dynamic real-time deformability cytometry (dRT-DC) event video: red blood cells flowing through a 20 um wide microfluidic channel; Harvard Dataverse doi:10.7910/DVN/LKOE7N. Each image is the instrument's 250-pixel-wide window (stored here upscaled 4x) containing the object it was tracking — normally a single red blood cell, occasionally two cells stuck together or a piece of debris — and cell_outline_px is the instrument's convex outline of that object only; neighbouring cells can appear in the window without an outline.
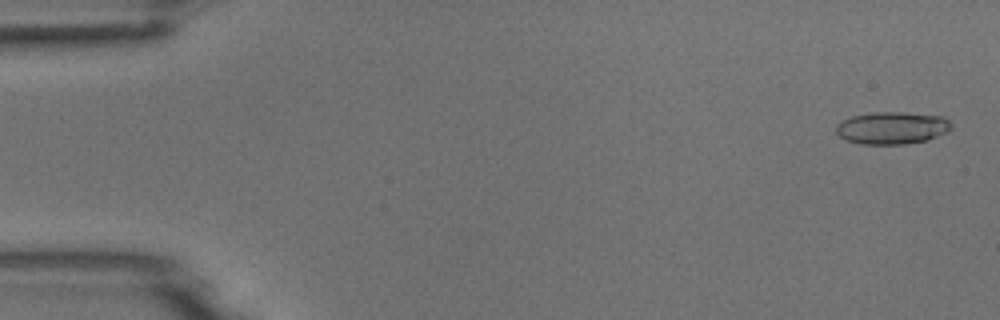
{"species": "common noctule bat (a hibernating species)", "species_latin": "Nyctalus noctula", "temperature_condition": "room temperature", "stored_images_in_passage": 5, "camera_frame_rate_fps": 3000, "um_per_image_px": 0.085, "animal": {"sex": "male", "body_mass_g": 18.8}, "frame": {"image": 1, "passage_image": 1, "time_ms": 0.0, "image_size_px": [1000, 320], "cell_outline_px": [[952, 128], [948, 132], [928, 140], [904, 144], [860, 144], [848, 140], [840, 136], [836, 132], [836, 124], [852, 116], [872, 112], [904, 112], [944, 116], [952, 124]], "centroid_in_image_um": [75.86, 10.87], "position_along_channel_um": 9.1, "area_um2": 21.85}}
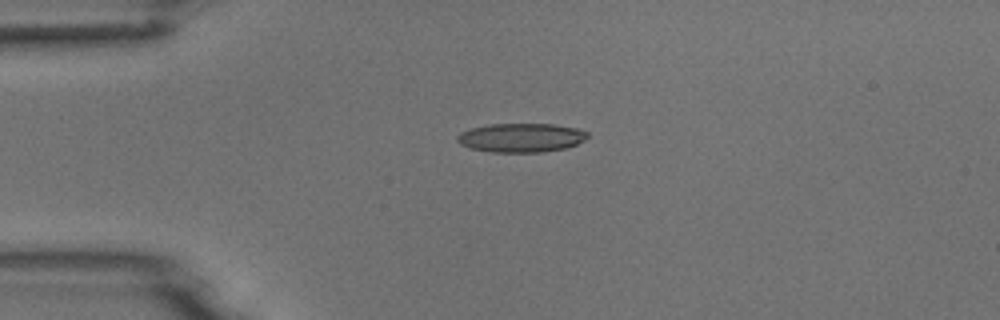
{"frame": {"image": 2, "passage_image": 4, "time_ms": 1.0, "image_size_px": [1000, 320], "cell_outline_px": [[588, 136], [584, 140], [576, 144], [564, 148], [544, 152], [492, 152], [472, 148], [460, 144], [456, 140], [456, 136], [460, 132], [472, 128], [488, 124], [552, 124], [576, 128], [588, 132]], "centroid_in_image_um": [44.28, 11.7], "position_along_channel_um": 40.7, "area_um2": 21.91}}